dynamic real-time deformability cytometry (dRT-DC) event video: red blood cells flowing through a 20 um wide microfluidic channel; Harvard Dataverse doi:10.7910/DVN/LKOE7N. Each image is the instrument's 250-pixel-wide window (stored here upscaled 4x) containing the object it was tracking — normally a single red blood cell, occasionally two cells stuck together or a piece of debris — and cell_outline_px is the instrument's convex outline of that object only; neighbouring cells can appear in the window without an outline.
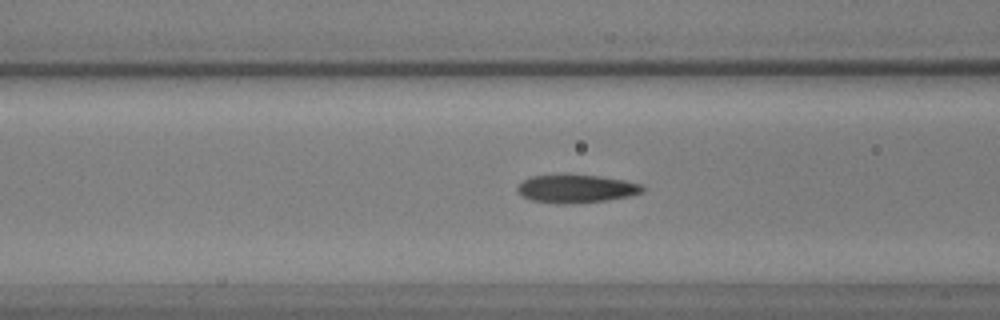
{"species": "common noctule bat (a hibernating species)", "species_latin": "Nyctalus noctula", "temperature_condition": "warm", "stored_images_in_passage": 59, "camera_frame_rate_fps": 3000, "um_per_image_px": 0.085, "animal": {"sex": "male", "body_mass_g": 17.9, "forearm_length_mm": 54.2}, "frame": {"image": 1, "passage_image": 24, "time_ms": 7.667, "image_size_px": [1000, 320], "cell_outline_px": [[644, 192], [628, 196], [608, 200], [572, 204], [556, 204], [532, 200], [520, 196], [516, 192], [516, 188], [524, 180], [532, 176], [564, 172], [600, 176], [624, 180], [644, 184]], "centroid_in_image_um": [48.95, 16.01], "position_along_channel_um": 117.6, "area_um2": 21.39}}
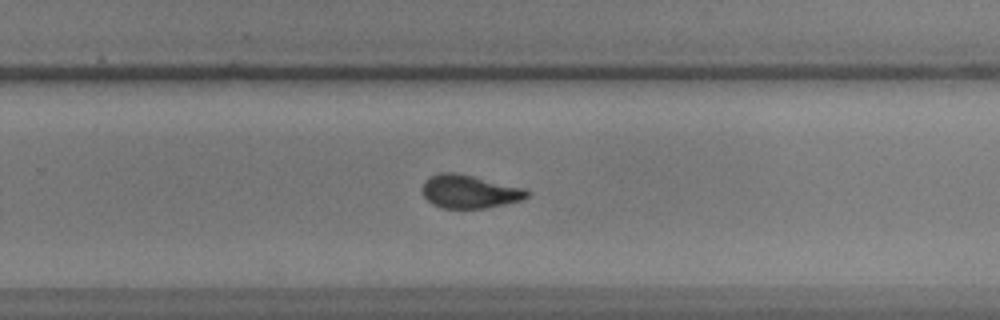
{"frame": {"image": 2, "passage_image": 39, "time_ms": 12.667, "image_size_px": [1000, 320], "cell_outline_px": [[532, 192], [528, 196], [520, 200], [488, 208], [440, 208], [432, 204], [424, 196], [420, 188], [424, 180], [428, 176], [440, 172], [452, 172], [472, 176], [524, 188]], "centroid_in_image_um": [39.85, 16.28], "position_along_channel_um": 290.0, "area_um2": 20.4}}
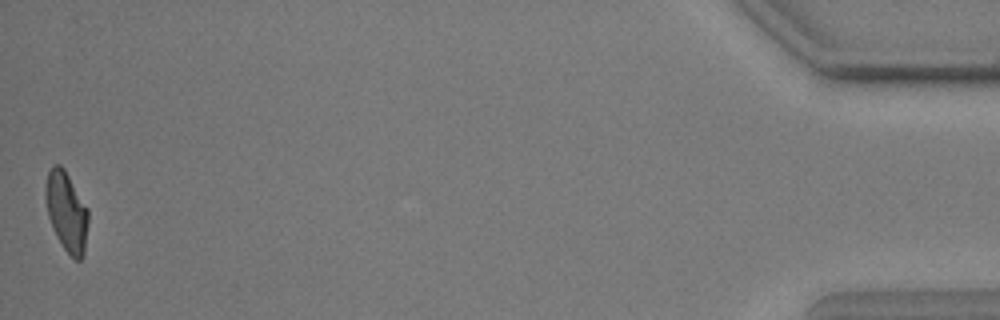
{"frame": {"image": 3, "passage_image": 59, "time_ms": 19.333, "image_size_px": [1000, 320], "cell_outline_px": [[88, 224], [84, 256], [80, 260], [76, 260], [64, 248], [56, 236], [48, 216], [44, 196], [44, 188], [48, 172], [52, 164], [60, 164], [64, 168], [88, 208]], "centroid_in_image_um": [5.65, 17.96], "position_along_channel_um": 429.6, "area_um2": 20.0}}